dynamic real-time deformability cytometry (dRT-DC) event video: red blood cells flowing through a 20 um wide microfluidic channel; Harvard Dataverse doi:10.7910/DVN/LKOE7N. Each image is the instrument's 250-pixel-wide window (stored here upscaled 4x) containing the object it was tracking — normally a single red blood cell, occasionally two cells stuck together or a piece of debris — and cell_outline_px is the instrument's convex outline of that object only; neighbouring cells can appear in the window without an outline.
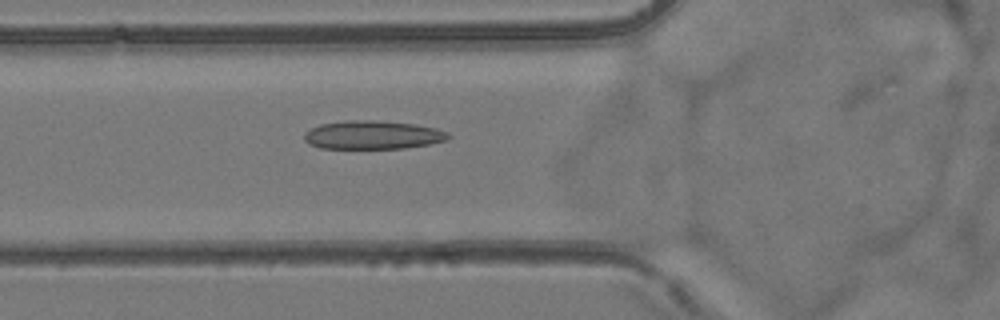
{"species": "common noctule bat (a hibernating species)", "species_latin": "Nyctalus noctula", "temperature_condition": "room temperature", "stored_images_in_passage": 4, "camera_frame_rate_fps": 3000, "um_per_image_px": 0.085, "animal": {"sex": "female", "body_mass_g": 24.6, "forearm_length_mm": 56.2}, "frame": {"image": 1, "passage_image": 4, "time_ms": 3.333, "image_size_px": [1000, 320], "cell_outline_px": [[452, 136], [444, 140], [428, 144], [404, 148], [320, 148], [308, 144], [304, 140], [304, 132], [320, 124], [344, 120], [372, 120], [416, 124], [436, 128], [448, 132]], "centroid_in_image_um": [31.65, 11.46], "position_along_channel_um": 94.1, "area_um2": 23.93}}